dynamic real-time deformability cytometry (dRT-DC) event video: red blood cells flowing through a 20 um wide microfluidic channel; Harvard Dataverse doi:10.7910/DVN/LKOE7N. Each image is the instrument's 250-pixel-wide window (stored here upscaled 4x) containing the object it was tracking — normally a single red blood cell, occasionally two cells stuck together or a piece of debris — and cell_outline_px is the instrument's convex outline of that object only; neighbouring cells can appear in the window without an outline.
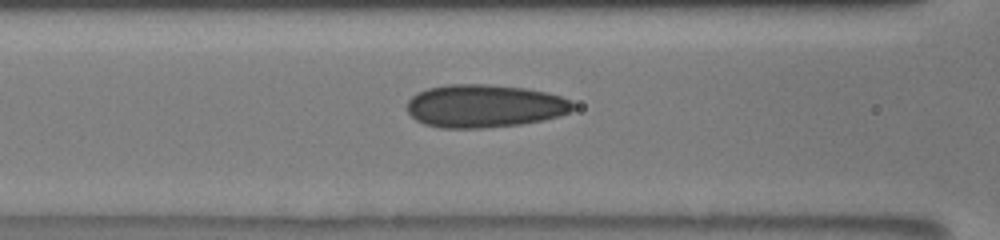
{"species": "human", "species_latin": "Homo sapiens", "temperature_condition": "room temperature", "stored_images_in_passage": 19, "camera_frame_rate_fps": 3000, "um_per_image_px": 0.085, "donor": {"sex": "male"}, "frame": {"image": 1, "passage_image": 17, "time_ms": 4.333, "image_size_px": [1000, 240], "cell_outline_px": [[576, 108], [560, 116], [544, 120], [520, 124], [484, 128], [440, 128], [424, 124], [416, 120], [408, 112], [408, 100], [416, 92], [428, 88], [448, 84], [484, 84], [524, 88], [548, 92], [560, 96], [568, 100]], "centroid_in_image_um": [41.16, 9.01], "position_along_channel_um": 125.4, "area_um2": 41.62}}